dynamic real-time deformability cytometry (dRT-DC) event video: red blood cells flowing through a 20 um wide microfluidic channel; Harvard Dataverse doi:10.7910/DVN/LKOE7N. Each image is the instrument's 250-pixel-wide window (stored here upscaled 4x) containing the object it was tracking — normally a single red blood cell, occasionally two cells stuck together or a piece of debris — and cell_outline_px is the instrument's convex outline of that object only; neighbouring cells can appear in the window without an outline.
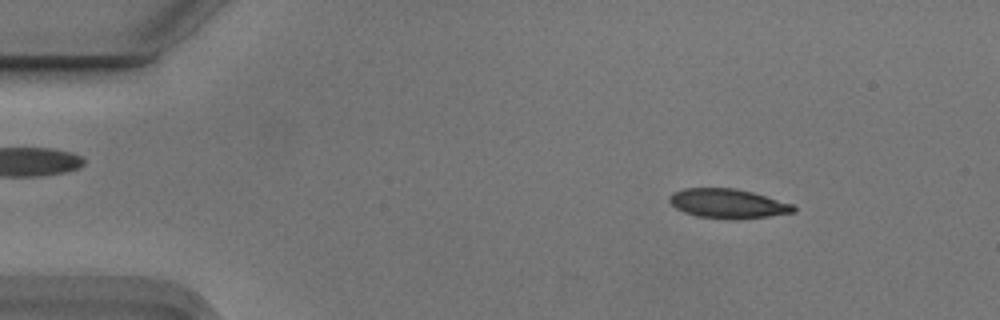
{"species": "Egyptian fruit bat (a non-hibernating species)", "species_latin": "Rousettus aegyptiacus", "temperature_condition": "cold", "stored_images_in_passage": 54, "camera_frame_rate_fps": 3000, "um_per_image_px": 0.085, "animal": {"sex": "male"}, "frame": {"image": 1, "passage_image": 7, "time_ms": 2.0, "image_size_px": [1000, 320], "cell_outline_px": [[796, 212], [768, 216], [736, 220], [728, 220], [696, 216], [684, 212], [676, 208], [668, 200], [668, 196], [672, 192], [684, 188], [736, 188], [752, 192], [792, 204], [796, 208]], "centroid_in_image_um": [61.84, 17.31], "position_along_channel_um": 23.2, "area_um2": 21.44}}
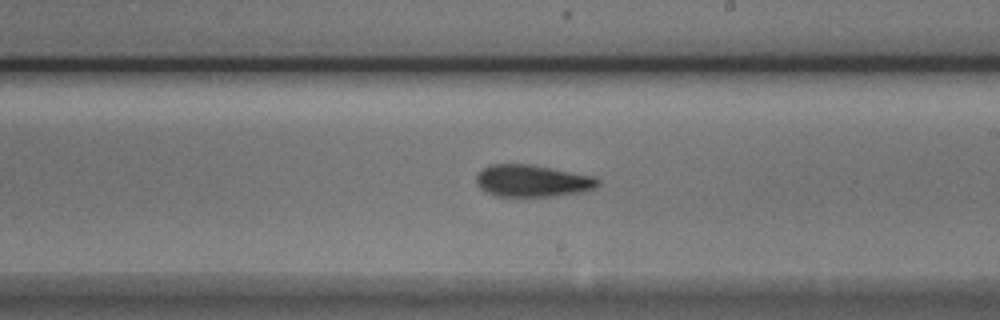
{"frame": {"image": 2, "passage_image": 31, "time_ms": 10.0, "image_size_px": [1000, 320], "cell_outline_px": [[600, 184], [596, 188], [584, 192], [556, 196], [492, 196], [480, 188], [476, 184], [476, 176], [484, 168], [492, 164], [528, 164], [596, 176], [600, 180]], "centroid_in_image_um": [45.29, 15.38], "position_along_channel_um": 243.7, "area_um2": 22.89}}
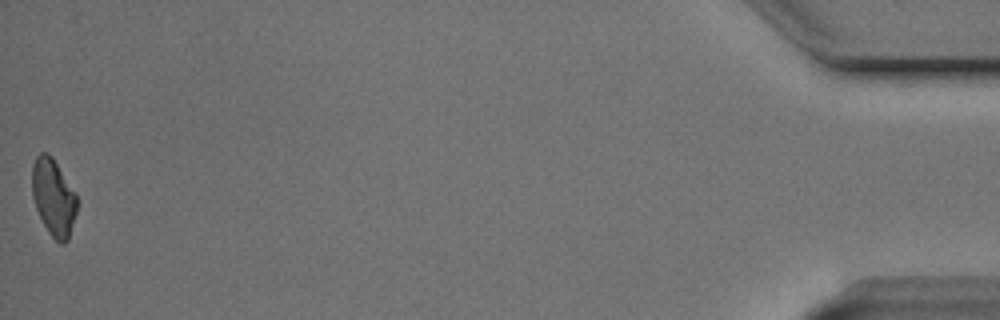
{"frame": {"image": 3, "passage_image": 54, "time_ms": 17.667, "image_size_px": [1000, 320], "cell_outline_px": [[80, 204], [68, 240], [64, 244], [60, 244], [48, 232], [36, 208], [32, 196], [32, 164], [36, 156], [40, 152], [48, 152], [52, 156], [76, 192]], "centroid_in_image_um": [4.58, 16.76], "position_along_channel_um": 430.6, "area_um2": 20.63}, "authors_computed_cell_mechanics": {"area_um2": 21.6172, "velocity_mm_per_s": 3.7364, "shape_relaxation_time_tau1_ms": 5.206, "shape_relaxation_time_tau2_ms": 2.9333, "deformation_change_tau1": 0.1311, "deformation_change_tau2": 0.0881}}